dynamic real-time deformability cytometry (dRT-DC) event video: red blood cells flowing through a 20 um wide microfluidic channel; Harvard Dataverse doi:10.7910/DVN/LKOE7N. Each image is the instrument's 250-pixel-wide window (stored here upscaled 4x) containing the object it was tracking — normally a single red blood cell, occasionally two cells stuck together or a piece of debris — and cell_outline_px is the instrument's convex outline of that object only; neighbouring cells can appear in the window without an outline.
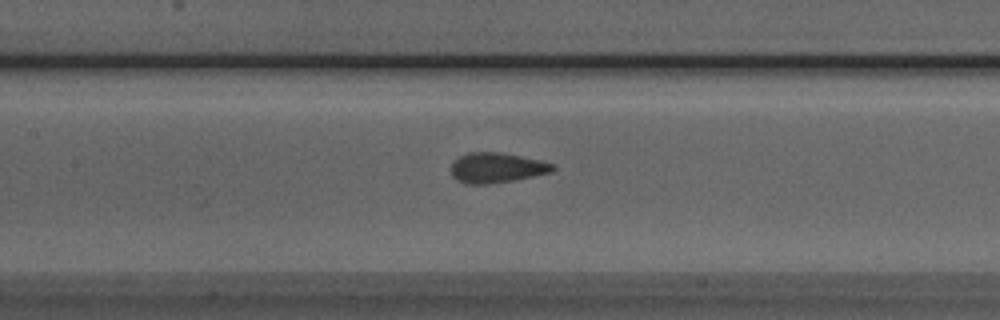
{"species": "Egyptian fruit bat (a non-hibernating species)", "species_latin": "Rousettus aegyptiacus", "temperature_condition": "room temperature", "stored_images_in_passage": 8, "camera_frame_rate_fps": 3000, "um_per_image_px": 0.085, "animal": {"sex": "male"}, "frame": {"image": 1, "passage_image": 8, "time_ms": 9.0, "image_size_px": [1000, 320], "cell_outline_px": [[556, 168], [552, 172], [512, 180], [488, 184], [464, 184], [456, 180], [452, 176], [452, 164], [460, 156], [468, 152], [500, 152], [540, 160], [552, 164]], "centroid_in_image_um": [42.19, 14.26], "position_along_channel_um": 165.2, "area_um2": 17.69}}